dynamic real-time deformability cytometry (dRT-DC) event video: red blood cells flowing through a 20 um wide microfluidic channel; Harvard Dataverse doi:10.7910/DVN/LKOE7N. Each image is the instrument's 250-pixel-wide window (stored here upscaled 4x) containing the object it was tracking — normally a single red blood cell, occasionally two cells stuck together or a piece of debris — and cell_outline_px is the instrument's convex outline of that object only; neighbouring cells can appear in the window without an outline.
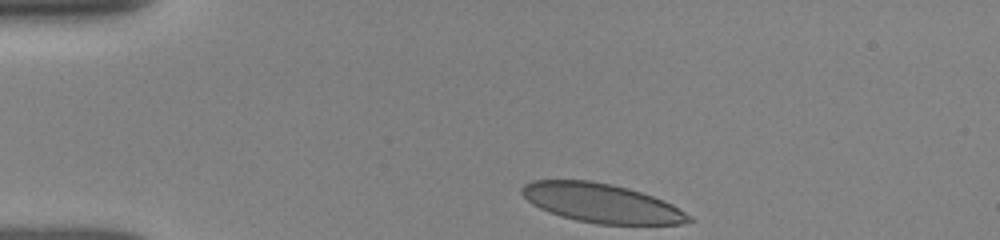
{"species": "human", "species_latin": "Homo sapiens", "temperature_condition": "room temperature", "stored_images_in_passage": 34, "camera_frame_rate_fps": 3000, "um_per_image_px": 0.085, "donor": {"sex": "female"}, "frame": {"image": 1, "passage_image": 1, "time_ms": 0.0, "image_size_px": [1000, 240], "cell_outline_px": [[696, 220], [680, 224], [596, 224], [576, 220], [560, 216], [548, 212], [532, 204], [520, 192], [520, 188], [524, 184], [532, 180], [588, 180], [612, 184], [628, 188], [652, 196], [672, 204], [692, 216]], "centroid_in_image_um": [51.12, 17.26], "position_along_channel_um": 33.9, "area_um2": 38.03}}
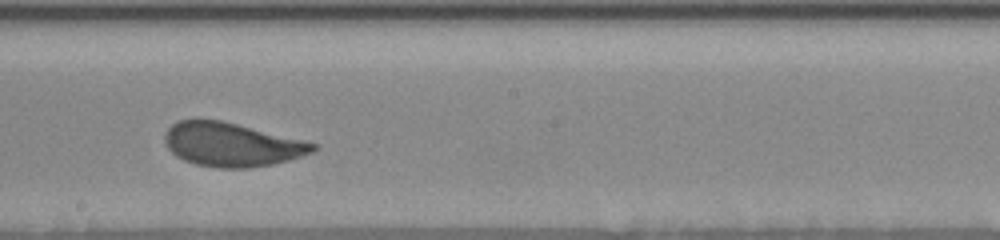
{"frame": {"image": 2, "passage_image": 20, "time_ms": 6.333, "image_size_px": [1000, 240], "cell_outline_px": [[316, 148], [312, 152], [288, 160], [272, 164], [248, 168], [216, 168], [196, 164], [184, 160], [176, 156], [168, 148], [164, 140], [164, 136], [168, 128], [172, 124], [180, 120], [220, 120], [316, 144]], "centroid_in_image_um": [19.63, 12.3], "position_along_channel_um": 228.6, "area_um2": 37.11}}
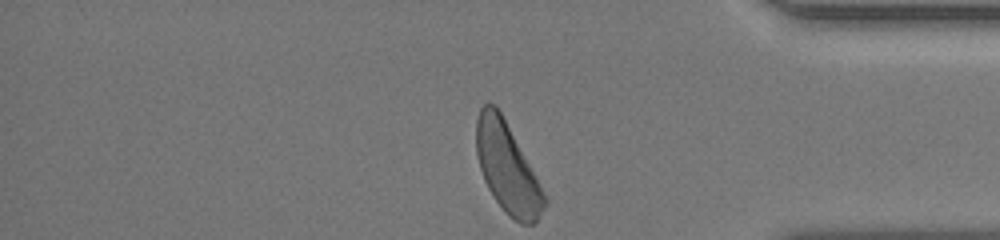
{"frame": {"image": 3, "passage_image": 34, "time_ms": 11.0, "image_size_px": [1000, 240], "cell_outline_px": [[548, 204], [536, 220], [532, 224], [520, 224], [504, 212], [488, 188], [484, 180], [480, 168], [476, 152], [476, 120], [480, 108], [484, 104], [496, 104], [548, 200]], "centroid_in_image_um": [43.1, 14.3], "position_along_channel_um": 392.1, "area_um2": 35.03}, "authors_computed_cell_mechanics": {"area_um2": 38.0902, "velocity_mm_per_s": 3.8741, "shape_relaxation_time_tau1_ms": 3.1711, "shape_relaxation_time_tau2_ms": null, "deformation_change_tau1": 0.1233, "deformation_change_tau2": null}}